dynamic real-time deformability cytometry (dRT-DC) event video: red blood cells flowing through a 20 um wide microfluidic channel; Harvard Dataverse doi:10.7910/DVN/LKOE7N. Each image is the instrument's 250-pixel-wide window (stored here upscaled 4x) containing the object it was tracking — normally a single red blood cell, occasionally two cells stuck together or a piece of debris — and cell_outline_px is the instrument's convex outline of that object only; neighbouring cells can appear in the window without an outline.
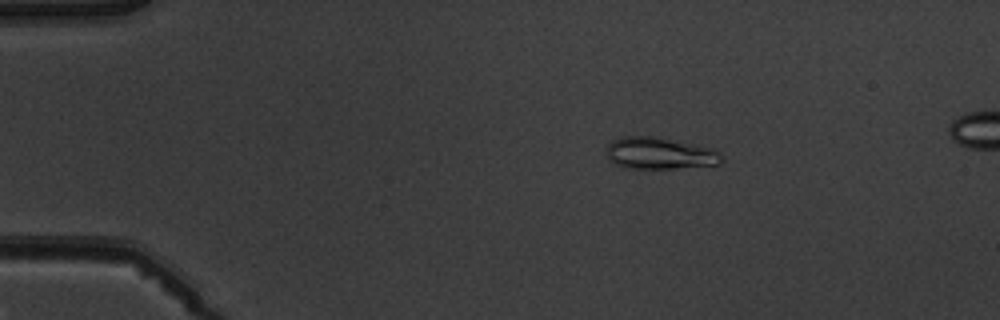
{"species": "common noctule bat (a hibernating species)", "species_latin": "Nyctalus noctula", "temperature_condition": "warm", "stored_images_in_passage": 6, "camera_frame_rate_fps": 3000, "um_per_image_px": 0.085, "animal": {"sex": "male", "body_mass_g": 19.5, "forearm_length_mm": 54.6}, "frame": {"image": 1, "passage_image": 3, "time_ms": 3.0, "image_size_px": [1000, 320], "cell_outline_px": [[724, 160], [720, 164], [676, 168], [624, 168], [616, 164], [608, 156], [608, 144], [612, 140], [624, 136], [652, 136], [712, 148], [720, 152], [724, 156]], "centroid_in_image_um": [56.12, 13.03], "position_along_channel_um": 28.9, "area_um2": 21.15}}
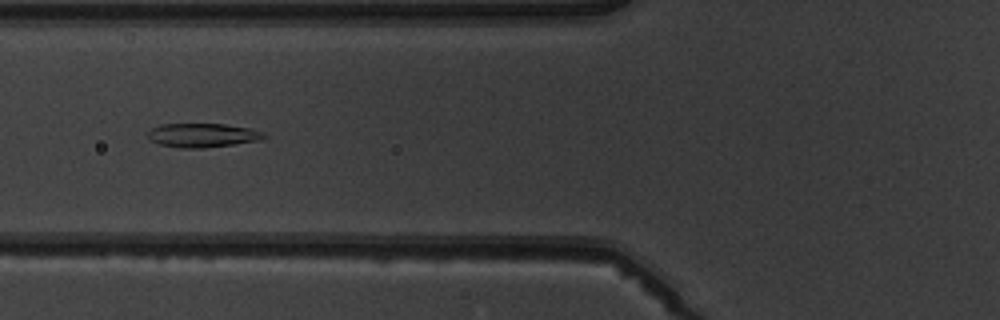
{"frame": {"image": 2, "passage_image": 6, "time_ms": 6.667, "image_size_px": [1000, 320], "cell_outline_px": [[268, 136], [260, 140], [232, 144], [200, 148], [180, 148], [160, 144], [148, 140], [148, 132], [152, 128], [160, 124], [224, 124], [252, 128], [264, 132]], "centroid_in_image_um": [17.22, 11.49], "position_along_channel_um": 108.6, "area_um2": 16.24}}